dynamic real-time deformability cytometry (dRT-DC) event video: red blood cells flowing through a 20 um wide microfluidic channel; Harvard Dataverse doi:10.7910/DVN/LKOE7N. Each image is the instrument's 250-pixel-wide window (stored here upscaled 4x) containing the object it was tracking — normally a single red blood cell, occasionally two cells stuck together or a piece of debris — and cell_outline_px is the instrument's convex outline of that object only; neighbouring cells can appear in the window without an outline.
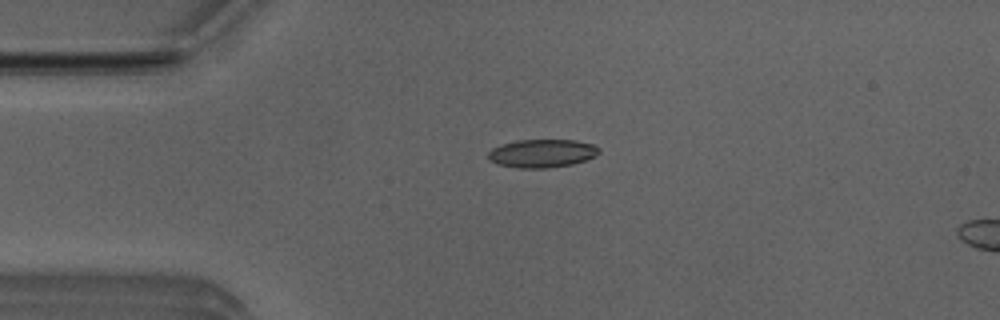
{"species": "Egyptian fruit bat (a non-hibernating species)", "species_latin": "Rousettus aegyptiacus", "temperature_condition": "room temperature", "stored_images_in_passage": 4, "camera_frame_rate_fps": 3000, "um_per_image_px": 0.085, "animal": {"sex": "male"}, "frame": {"image": 1, "passage_image": 4, "time_ms": 1.0, "image_size_px": [1000, 320], "cell_outline_px": [[600, 152], [596, 156], [572, 164], [548, 168], [516, 168], [496, 164], [488, 160], [488, 152], [492, 148], [516, 140], [576, 140], [592, 144], [600, 148]], "centroid_in_image_um": [46.06, 13.04], "position_along_channel_um": 38.9, "area_um2": 18.32}}